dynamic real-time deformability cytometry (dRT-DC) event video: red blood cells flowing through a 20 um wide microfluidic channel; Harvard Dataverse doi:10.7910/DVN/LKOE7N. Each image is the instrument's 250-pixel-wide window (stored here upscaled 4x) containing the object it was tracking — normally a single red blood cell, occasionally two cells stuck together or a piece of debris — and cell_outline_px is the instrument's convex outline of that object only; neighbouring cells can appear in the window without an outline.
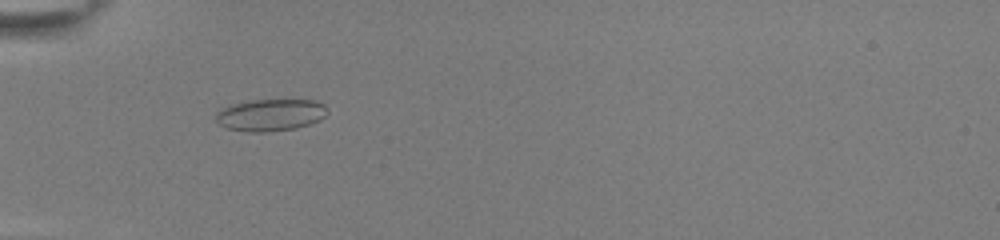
{"species": "common noctule bat (a hibernating species)", "species_latin": "Nyctalus noctula", "temperature_condition": "room temperature", "stored_images_in_passage": 43, "camera_frame_rate_fps": 3000, "um_per_image_px": 0.085, "animal": {"sex": "female", "body_mass_g": 22.0, "forearm_length_mm": 56.7}, "frame": {"image": 1, "passage_image": 8, "time_ms": 2.333, "image_size_px": [1000, 240], "cell_outline_px": [[328, 112], [320, 120], [296, 128], [264, 132], [252, 132], [228, 128], [220, 124], [216, 120], [216, 112], [232, 104], [252, 100], [312, 100], [324, 104]], "centroid_in_image_um": [23.0, 9.77], "position_along_channel_um": 62.0, "area_um2": 20.52}}
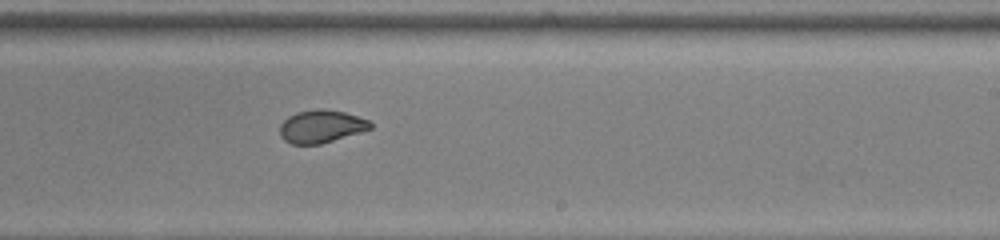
{"frame": {"image": 2, "passage_image": 24, "time_ms": 7.667, "image_size_px": [1000, 240], "cell_outline_px": [[372, 128], [360, 132], [320, 144], [292, 144], [284, 140], [280, 136], [280, 124], [288, 116], [296, 112], [316, 108], [324, 108], [344, 112], [368, 120], [372, 124]], "centroid_in_image_um": [27.27, 10.73], "position_along_channel_um": 261.7, "area_um2": 17.28}}
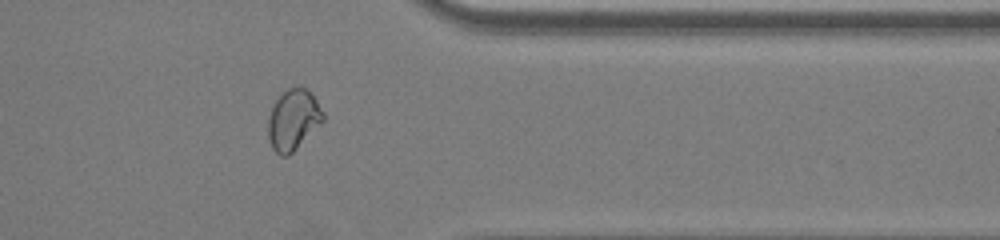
{"frame": {"image": 3, "passage_image": 34, "time_ms": 11.0, "image_size_px": [1000, 240], "cell_outline_px": [[324, 120], [288, 156], [280, 156], [272, 148], [268, 136], [268, 116], [276, 100], [288, 88], [304, 88], [316, 100], [324, 112]], "centroid_in_image_um": [24.91, 10.2], "position_along_channel_um": 386.5, "area_um2": 18.96}, "authors_computed_cell_mechanics": {"area_um2": 19.363, "velocity_mm_per_s": 3.8836, "shape_relaxation_time_tau1_ms": null, "shape_relaxation_time_tau2_ms": 0.7431, "deformation_change_tau1": null, "deformation_change_tau2": 0.0563}}